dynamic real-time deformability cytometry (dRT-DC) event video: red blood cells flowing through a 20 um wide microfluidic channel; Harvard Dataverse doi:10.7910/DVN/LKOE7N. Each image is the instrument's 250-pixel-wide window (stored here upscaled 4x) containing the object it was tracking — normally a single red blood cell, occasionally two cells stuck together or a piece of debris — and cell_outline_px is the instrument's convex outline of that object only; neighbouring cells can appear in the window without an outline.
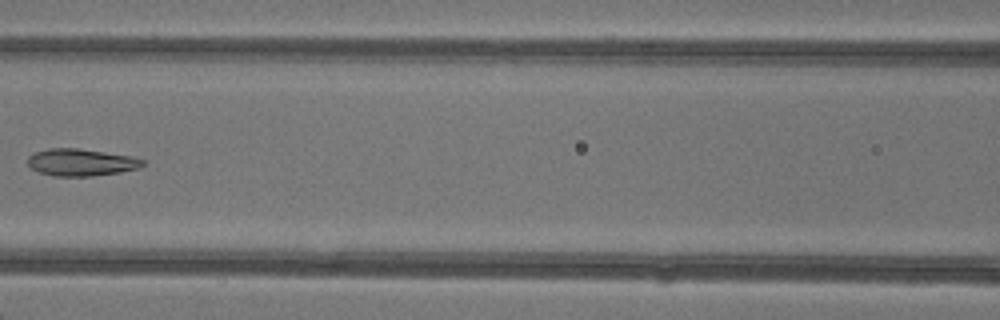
{"species": "common noctule bat (a hibernating species)", "species_latin": "Nyctalus noctula", "temperature_condition": "warm", "stored_images_in_passage": 7, "camera_frame_rate_fps": 3000, "um_per_image_px": 0.085, "animal": {"sex": "female"}, "frame": {"image": 1, "passage_image": 6, "time_ms": 6.667, "image_size_px": [1000, 320], "cell_outline_px": [[144, 164], [140, 168], [120, 172], [92, 176], [56, 176], [40, 172], [32, 168], [28, 164], [28, 156], [32, 152], [48, 148], [76, 148], [132, 156], [144, 160]], "centroid_in_image_um": [6.88, 13.79], "position_along_channel_um": 159.7, "area_um2": 18.15}}
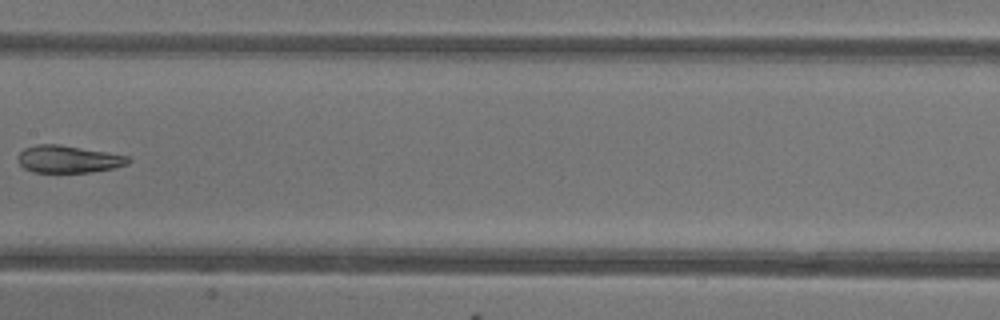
{"frame": {"image": 2, "passage_image": 7, "time_ms": 7.667, "image_size_px": [1000, 320], "cell_outline_px": [[132, 160], [128, 164], [112, 168], [88, 172], [32, 172], [24, 168], [16, 160], [16, 156], [24, 148], [36, 144], [60, 144], [128, 156]], "centroid_in_image_um": [5.76, 13.52], "position_along_channel_um": 201.6, "area_um2": 17.57}}